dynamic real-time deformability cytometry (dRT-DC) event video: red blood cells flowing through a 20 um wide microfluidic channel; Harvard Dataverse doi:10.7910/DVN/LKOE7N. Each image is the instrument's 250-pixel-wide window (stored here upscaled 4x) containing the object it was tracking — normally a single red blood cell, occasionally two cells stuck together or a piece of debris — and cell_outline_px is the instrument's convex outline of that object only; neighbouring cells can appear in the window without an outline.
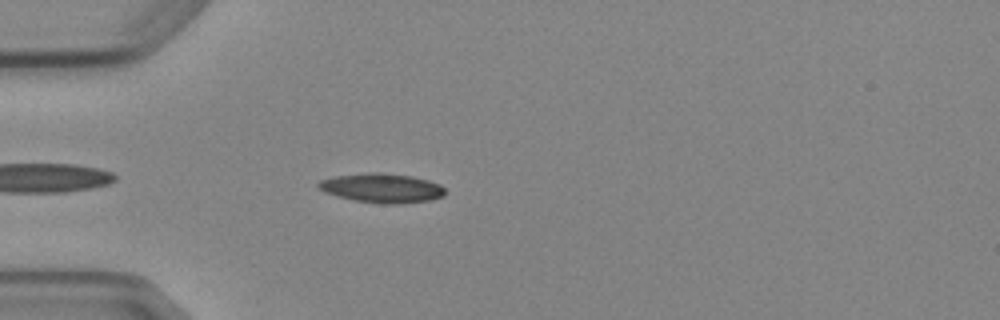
{"species": "Egyptian fruit bat (a non-hibernating species)", "species_latin": "Rousettus aegyptiacus", "temperature_condition": "cold", "stored_images_in_passage": 4, "camera_frame_rate_fps": 3000, "um_per_image_px": 0.085, "animal": {"sex": "female"}, "frame": {"image": 1, "passage_image": 4, "time_ms": 3.667, "image_size_px": [1000, 320], "cell_outline_px": [[444, 196], [432, 200], [400, 204], [380, 204], [356, 200], [324, 192], [316, 188], [316, 184], [320, 180], [336, 176], [368, 172], [384, 172], [412, 176], [428, 180], [440, 184], [444, 188]], "centroid_in_image_um": [32.47, 15.98], "position_along_channel_um": 52.5, "area_um2": 21.79}}